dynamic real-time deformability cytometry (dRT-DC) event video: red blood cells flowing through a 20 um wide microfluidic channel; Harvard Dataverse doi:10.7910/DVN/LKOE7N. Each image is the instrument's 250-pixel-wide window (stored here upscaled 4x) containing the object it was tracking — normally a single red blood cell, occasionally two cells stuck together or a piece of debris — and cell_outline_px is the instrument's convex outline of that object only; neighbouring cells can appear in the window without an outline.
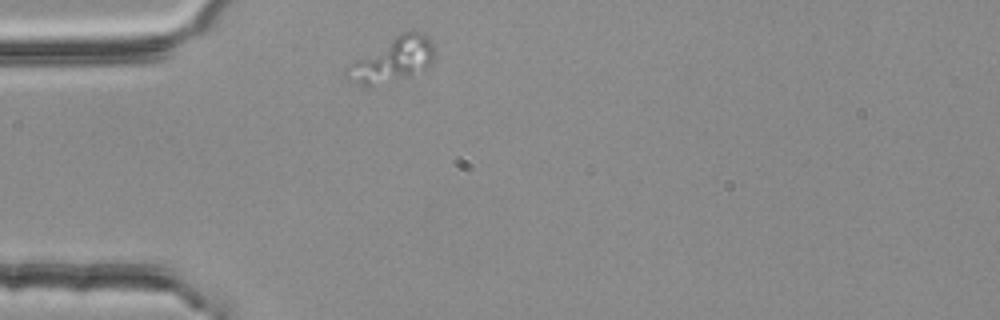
{"species": "common noctule bat (a hibernating species)", "species_latin": "Nyctalus noctula", "temperature_condition": "room temperature", "stored_images_in_passage": 1, "camera_frame_rate_fps": 3000, "um_per_image_px": 0.085, "animal": {"sex": "female", "body_mass_g": 25.1}, "frame": {"image": 1, "passage_image": 1, "time_ms": 0.0, "image_size_px": [1000, 320], "cell_outline_px": [[432, 64], [428, 68], [408, 76], [372, 84], [364, 84], [348, 80], [344, 72], [344, 68], [348, 64], [400, 32], [412, 28], [428, 36], [432, 44]], "centroid_in_image_um": [33.38, 5.02], "position_along_channel_um": 51.6, "area_um2": 22.25}}